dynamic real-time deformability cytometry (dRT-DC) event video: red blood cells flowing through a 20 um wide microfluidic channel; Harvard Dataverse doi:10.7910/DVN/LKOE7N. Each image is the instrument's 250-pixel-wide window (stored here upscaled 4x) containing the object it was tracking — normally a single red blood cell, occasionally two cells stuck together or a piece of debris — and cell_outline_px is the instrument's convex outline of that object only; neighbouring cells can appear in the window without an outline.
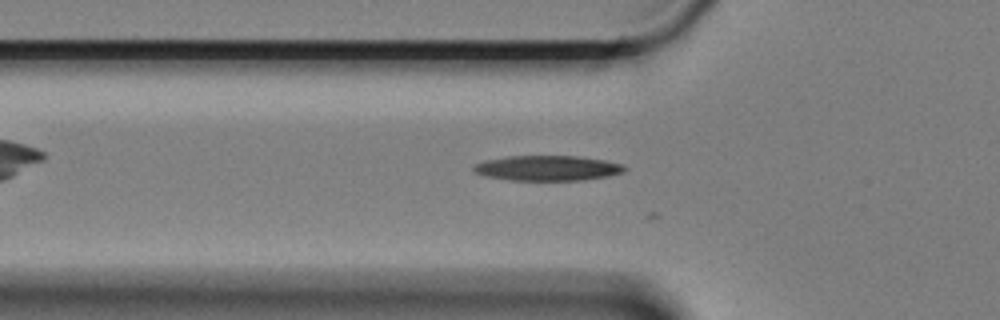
{"species": "Egyptian fruit bat (a non-hibernating species)", "species_latin": "Rousettus aegyptiacus", "temperature_condition": "cold", "stored_images_in_passage": 15, "camera_frame_rate_fps": 3000, "um_per_image_px": 0.085, "animal": {"sex": "female"}, "frame": {"image": 1, "passage_image": 12, "time_ms": 3.667, "image_size_px": [1000, 320], "cell_outline_px": [[628, 168], [624, 172], [608, 176], [584, 180], [512, 180], [488, 176], [476, 172], [472, 168], [476, 164], [484, 160], [508, 156], [572, 156], [604, 160], [620, 164]], "centroid_in_image_um": [46.56, 14.29], "position_along_channel_um": 79.2, "area_um2": 21.85}}